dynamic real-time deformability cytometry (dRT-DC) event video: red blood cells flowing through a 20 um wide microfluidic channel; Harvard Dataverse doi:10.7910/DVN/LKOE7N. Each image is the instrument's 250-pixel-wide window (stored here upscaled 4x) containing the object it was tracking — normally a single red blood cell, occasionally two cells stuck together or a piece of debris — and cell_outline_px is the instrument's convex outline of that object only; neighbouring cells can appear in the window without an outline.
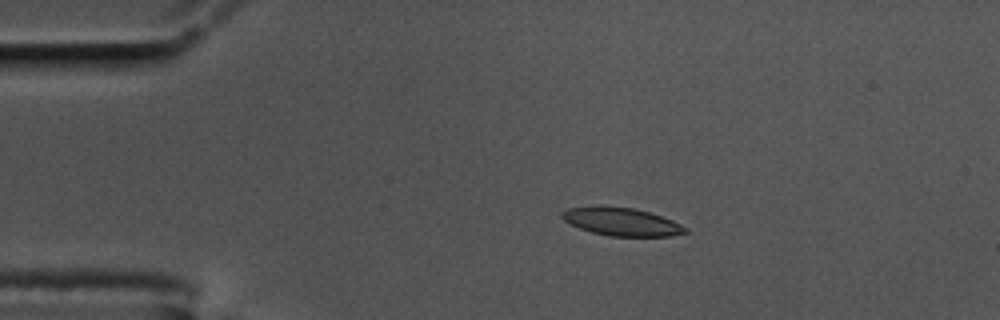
{"species": "common noctule bat (a hibernating species)", "species_latin": "Nyctalus noctula", "temperature_condition": "cold", "stored_images_in_passage": 47, "camera_frame_rate_fps": 3000, "um_per_image_px": 0.085, "animal": {"sex": "male", "body_mass_g": 17.5, "forearm_length_mm": 52.3}, "frame": {"image": 1, "passage_image": 1, "time_ms": 0.0, "image_size_px": [1000, 320], "cell_outline_px": [[688, 232], [672, 236], [608, 236], [592, 232], [580, 228], [564, 220], [560, 216], [560, 212], [568, 208], [596, 204], [600, 204], [632, 208], [648, 212], [672, 220], [688, 228]], "centroid_in_image_um": [52.79, 18.82], "position_along_channel_um": 32.2, "area_um2": 20.4}}
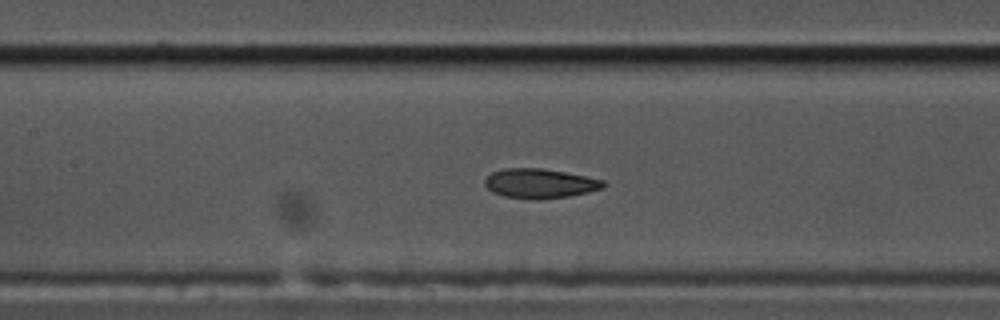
{"frame": {"image": 2, "passage_image": 16, "time_ms": 5.0, "image_size_px": [1000, 320], "cell_outline_px": [[608, 184], [604, 188], [588, 192], [568, 196], [540, 200], [528, 200], [504, 196], [492, 192], [484, 184], [484, 180], [492, 172], [504, 168], [540, 168], [564, 172], [604, 180]], "centroid_in_image_um": [45.89, 15.61], "position_along_channel_um": 161.5, "area_um2": 20.58}}
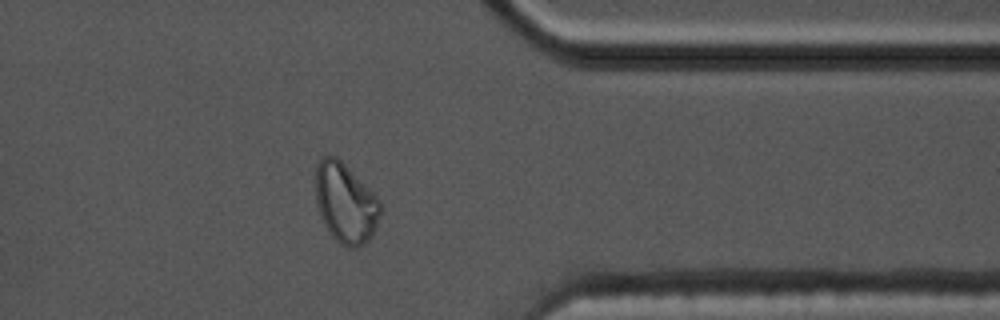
{"frame": {"image": 3, "passage_image": 36, "time_ms": 11.667, "image_size_px": [1000, 320], "cell_outline_px": [[380, 212], [372, 236], [360, 248], [348, 248], [340, 244], [332, 236], [324, 224], [320, 216], [316, 204], [316, 164], [324, 156], [336, 156], [380, 200]], "centroid_in_image_um": [29.34, 17.29], "position_along_channel_um": 382.1, "area_um2": 29.88}, "authors_computed_cell_mechanics": {"area_um2": 20.7502, "velocity_mm_per_s": 3.4721, "shape_relaxation_time_tau1_ms": 8.1985, "shape_relaxation_time_tau2_ms": 1.5212, "deformation_change_tau1": 0.2218, "deformation_change_tau2": 0.0672}}